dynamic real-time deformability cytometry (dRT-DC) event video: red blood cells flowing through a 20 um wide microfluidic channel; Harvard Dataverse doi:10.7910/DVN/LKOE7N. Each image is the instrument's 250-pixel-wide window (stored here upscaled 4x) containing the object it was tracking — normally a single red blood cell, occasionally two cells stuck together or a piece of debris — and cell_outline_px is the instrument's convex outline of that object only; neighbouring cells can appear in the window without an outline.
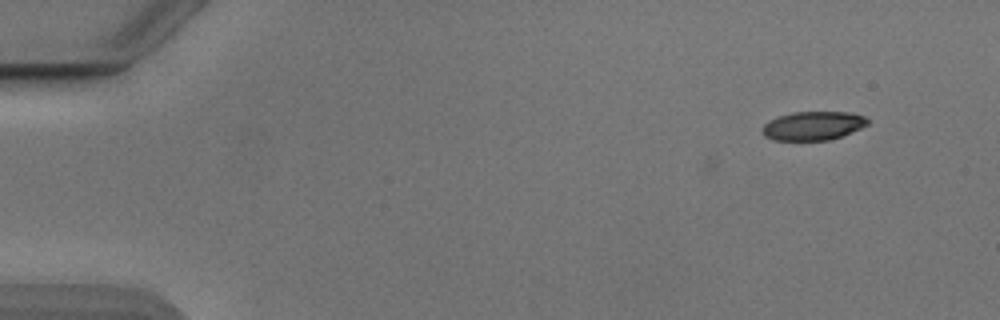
{"species": "Egyptian fruit bat (a non-hibernating species)", "species_latin": "Rousettus aegyptiacus", "temperature_condition": "cold", "stored_images_in_passage": 6, "camera_frame_rate_fps": 3000, "um_per_image_px": 0.085, "animal": {"sex": "male"}, "frame": {"image": 1, "passage_image": 1, "time_ms": 0.0, "image_size_px": [1000, 320], "cell_outline_px": [[868, 124], [860, 128], [840, 136], [828, 140], [776, 140], [764, 136], [760, 132], [760, 128], [768, 120], [792, 112], [848, 112], [864, 116], [868, 120]], "centroid_in_image_um": [69.05, 10.69], "position_along_channel_um": 16.0, "area_um2": 17.57}}